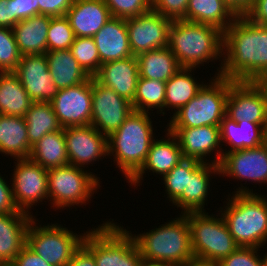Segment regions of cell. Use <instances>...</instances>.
<instances>
[{"mask_svg":"<svg viewBox=\"0 0 267 266\" xmlns=\"http://www.w3.org/2000/svg\"><path fill=\"white\" fill-rule=\"evenodd\" d=\"M238 188L232 196L228 194L226 205L220 207L219 212L239 247L264 248L267 243V195H259L242 184Z\"/></svg>","mask_w":267,"mask_h":266,"instance_id":"3957f363","label":"cell"},{"mask_svg":"<svg viewBox=\"0 0 267 266\" xmlns=\"http://www.w3.org/2000/svg\"><path fill=\"white\" fill-rule=\"evenodd\" d=\"M143 266H168V265L143 261Z\"/></svg>","mask_w":267,"mask_h":266,"instance_id":"11a10c76","label":"cell"},{"mask_svg":"<svg viewBox=\"0 0 267 266\" xmlns=\"http://www.w3.org/2000/svg\"><path fill=\"white\" fill-rule=\"evenodd\" d=\"M220 141L222 146L230 147L224 149L223 153L257 148L267 142V130L261 124L243 120L236 122L225 115L220 123Z\"/></svg>","mask_w":267,"mask_h":266,"instance_id":"d4e9b609","label":"cell"},{"mask_svg":"<svg viewBox=\"0 0 267 266\" xmlns=\"http://www.w3.org/2000/svg\"><path fill=\"white\" fill-rule=\"evenodd\" d=\"M31 149L25 118L0 114V154L29 158Z\"/></svg>","mask_w":267,"mask_h":266,"instance_id":"4316f807","label":"cell"},{"mask_svg":"<svg viewBox=\"0 0 267 266\" xmlns=\"http://www.w3.org/2000/svg\"><path fill=\"white\" fill-rule=\"evenodd\" d=\"M14 160L15 168L10 183L13 198L19 210L31 214L33 205L49 200L48 170L29 158Z\"/></svg>","mask_w":267,"mask_h":266,"instance_id":"8fae6325","label":"cell"},{"mask_svg":"<svg viewBox=\"0 0 267 266\" xmlns=\"http://www.w3.org/2000/svg\"><path fill=\"white\" fill-rule=\"evenodd\" d=\"M50 21V16L38 14L20 20L12 28L21 55L47 52V33Z\"/></svg>","mask_w":267,"mask_h":266,"instance_id":"484cf974","label":"cell"},{"mask_svg":"<svg viewBox=\"0 0 267 266\" xmlns=\"http://www.w3.org/2000/svg\"><path fill=\"white\" fill-rule=\"evenodd\" d=\"M94 78L132 102L139 78L136 56L103 63Z\"/></svg>","mask_w":267,"mask_h":266,"instance_id":"44dd1931","label":"cell"},{"mask_svg":"<svg viewBox=\"0 0 267 266\" xmlns=\"http://www.w3.org/2000/svg\"><path fill=\"white\" fill-rule=\"evenodd\" d=\"M218 166L219 177L267 184V142L257 148L223 153Z\"/></svg>","mask_w":267,"mask_h":266,"instance_id":"ac0fdd59","label":"cell"},{"mask_svg":"<svg viewBox=\"0 0 267 266\" xmlns=\"http://www.w3.org/2000/svg\"><path fill=\"white\" fill-rule=\"evenodd\" d=\"M101 179L89 169L68 164L48 170V194L50 207L66 209L69 207L86 206L100 189ZM81 204V205H80ZM64 208V209H63Z\"/></svg>","mask_w":267,"mask_h":266,"instance_id":"9c48e42d","label":"cell"},{"mask_svg":"<svg viewBox=\"0 0 267 266\" xmlns=\"http://www.w3.org/2000/svg\"><path fill=\"white\" fill-rule=\"evenodd\" d=\"M67 266H97L93 254L83 245L74 252Z\"/></svg>","mask_w":267,"mask_h":266,"instance_id":"681fc988","label":"cell"},{"mask_svg":"<svg viewBox=\"0 0 267 266\" xmlns=\"http://www.w3.org/2000/svg\"><path fill=\"white\" fill-rule=\"evenodd\" d=\"M226 115L232 120L261 124L267 130V96L253 81H234L229 86Z\"/></svg>","mask_w":267,"mask_h":266,"instance_id":"4fadbf2b","label":"cell"},{"mask_svg":"<svg viewBox=\"0 0 267 266\" xmlns=\"http://www.w3.org/2000/svg\"><path fill=\"white\" fill-rule=\"evenodd\" d=\"M212 175L219 174V166L216 164L200 163L188 176L187 183V213L206 212L204 206L207 202ZM211 176V177H210ZM210 184V185H209Z\"/></svg>","mask_w":267,"mask_h":266,"instance_id":"836d02e7","label":"cell"},{"mask_svg":"<svg viewBox=\"0 0 267 266\" xmlns=\"http://www.w3.org/2000/svg\"><path fill=\"white\" fill-rule=\"evenodd\" d=\"M191 245L196 260L219 263L239 246L229 232L222 215L208 212H188Z\"/></svg>","mask_w":267,"mask_h":266,"instance_id":"ba28073f","label":"cell"},{"mask_svg":"<svg viewBox=\"0 0 267 266\" xmlns=\"http://www.w3.org/2000/svg\"><path fill=\"white\" fill-rule=\"evenodd\" d=\"M36 216L30 221L26 245L52 266H67L81 246L86 232L77 234L60 223L42 225Z\"/></svg>","mask_w":267,"mask_h":266,"instance_id":"30bf717a","label":"cell"},{"mask_svg":"<svg viewBox=\"0 0 267 266\" xmlns=\"http://www.w3.org/2000/svg\"><path fill=\"white\" fill-rule=\"evenodd\" d=\"M66 17L75 37H93L112 18L104 0H73Z\"/></svg>","mask_w":267,"mask_h":266,"instance_id":"7402d4cb","label":"cell"},{"mask_svg":"<svg viewBox=\"0 0 267 266\" xmlns=\"http://www.w3.org/2000/svg\"><path fill=\"white\" fill-rule=\"evenodd\" d=\"M12 9V28L20 21L39 14L35 0H9Z\"/></svg>","mask_w":267,"mask_h":266,"instance_id":"ee69618b","label":"cell"},{"mask_svg":"<svg viewBox=\"0 0 267 266\" xmlns=\"http://www.w3.org/2000/svg\"><path fill=\"white\" fill-rule=\"evenodd\" d=\"M21 56L13 30L0 27V72H13Z\"/></svg>","mask_w":267,"mask_h":266,"instance_id":"ab89813d","label":"cell"},{"mask_svg":"<svg viewBox=\"0 0 267 266\" xmlns=\"http://www.w3.org/2000/svg\"><path fill=\"white\" fill-rule=\"evenodd\" d=\"M134 111L132 103L92 77V116L90 125L109 137Z\"/></svg>","mask_w":267,"mask_h":266,"instance_id":"7c38bea8","label":"cell"},{"mask_svg":"<svg viewBox=\"0 0 267 266\" xmlns=\"http://www.w3.org/2000/svg\"><path fill=\"white\" fill-rule=\"evenodd\" d=\"M258 251L261 250L257 247H238L217 263V266H264L262 255Z\"/></svg>","mask_w":267,"mask_h":266,"instance_id":"b9f144b4","label":"cell"},{"mask_svg":"<svg viewBox=\"0 0 267 266\" xmlns=\"http://www.w3.org/2000/svg\"><path fill=\"white\" fill-rule=\"evenodd\" d=\"M223 46L224 32L210 25L172 20L168 28L167 47L176 56L181 68L197 69L218 59L221 65L214 76H220Z\"/></svg>","mask_w":267,"mask_h":266,"instance_id":"7a4b0ae2","label":"cell"},{"mask_svg":"<svg viewBox=\"0 0 267 266\" xmlns=\"http://www.w3.org/2000/svg\"><path fill=\"white\" fill-rule=\"evenodd\" d=\"M32 103L13 72H0V114L24 117Z\"/></svg>","mask_w":267,"mask_h":266,"instance_id":"1f68e13d","label":"cell"},{"mask_svg":"<svg viewBox=\"0 0 267 266\" xmlns=\"http://www.w3.org/2000/svg\"><path fill=\"white\" fill-rule=\"evenodd\" d=\"M236 16H245L252 8L255 0H224Z\"/></svg>","mask_w":267,"mask_h":266,"instance_id":"f907efd6","label":"cell"},{"mask_svg":"<svg viewBox=\"0 0 267 266\" xmlns=\"http://www.w3.org/2000/svg\"><path fill=\"white\" fill-rule=\"evenodd\" d=\"M151 113L133 111L124 123L108 137V155L125 176L130 180L144 165L152 142L156 139L153 132Z\"/></svg>","mask_w":267,"mask_h":266,"instance_id":"5b68a950","label":"cell"},{"mask_svg":"<svg viewBox=\"0 0 267 266\" xmlns=\"http://www.w3.org/2000/svg\"><path fill=\"white\" fill-rule=\"evenodd\" d=\"M51 105L62 128L90 125L92 77L76 86L59 89Z\"/></svg>","mask_w":267,"mask_h":266,"instance_id":"5bb4252c","label":"cell"},{"mask_svg":"<svg viewBox=\"0 0 267 266\" xmlns=\"http://www.w3.org/2000/svg\"><path fill=\"white\" fill-rule=\"evenodd\" d=\"M9 266H52L25 245Z\"/></svg>","mask_w":267,"mask_h":266,"instance_id":"7dc6e473","label":"cell"},{"mask_svg":"<svg viewBox=\"0 0 267 266\" xmlns=\"http://www.w3.org/2000/svg\"><path fill=\"white\" fill-rule=\"evenodd\" d=\"M69 50L90 77L97 74L102 64L93 37H75Z\"/></svg>","mask_w":267,"mask_h":266,"instance_id":"74e56055","label":"cell"},{"mask_svg":"<svg viewBox=\"0 0 267 266\" xmlns=\"http://www.w3.org/2000/svg\"><path fill=\"white\" fill-rule=\"evenodd\" d=\"M136 57L139 77L142 78L166 82L181 68L176 56L168 47L143 52Z\"/></svg>","mask_w":267,"mask_h":266,"instance_id":"4dcf8cb0","label":"cell"},{"mask_svg":"<svg viewBox=\"0 0 267 266\" xmlns=\"http://www.w3.org/2000/svg\"><path fill=\"white\" fill-rule=\"evenodd\" d=\"M45 54L51 77L58 89L76 86L91 78L69 49L47 51Z\"/></svg>","mask_w":267,"mask_h":266,"instance_id":"f1b7e54d","label":"cell"},{"mask_svg":"<svg viewBox=\"0 0 267 266\" xmlns=\"http://www.w3.org/2000/svg\"><path fill=\"white\" fill-rule=\"evenodd\" d=\"M257 83L264 89L266 96H267V73H265Z\"/></svg>","mask_w":267,"mask_h":266,"instance_id":"db71d44e","label":"cell"},{"mask_svg":"<svg viewBox=\"0 0 267 266\" xmlns=\"http://www.w3.org/2000/svg\"><path fill=\"white\" fill-rule=\"evenodd\" d=\"M110 14L115 18L128 19L152 9L151 0H104Z\"/></svg>","mask_w":267,"mask_h":266,"instance_id":"60d3db41","label":"cell"},{"mask_svg":"<svg viewBox=\"0 0 267 266\" xmlns=\"http://www.w3.org/2000/svg\"><path fill=\"white\" fill-rule=\"evenodd\" d=\"M267 73V26L237 16L224 32L220 76L233 81L257 82Z\"/></svg>","mask_w":267,"mask_h":266,"instance_id":"6da1fadb","label":"cell"},{"mask_svg":"<svg viewBox=\"0 0 267 266\" xmlns=\"http://www.w3.org/2000/svg\"><path fill=\"white\" fill-rule=\"evenodd\" d=\"M13 73L33 102H51L58 88L51 77L46 54L22 55Z\"/></svg>","mask_w":267,"mask_h":266,"instance_id":"d6986e66","label":"cell"},{"mask_svg":"<svg viewBox=\"0 0 267 266\" xmlns=\"http://www.w3.org/2000/svg\"><path fill=\"white\" fill-rule=\"evenodd\" d=\"M111 220L87 230L82 244L93 254L97 266H140L142 257L134 238Z\"/></svg>","mask_w":267,"mask_h":266,"instance_id":"52a82bcc","label":"cell"},{"mask_svg":"<svg viewBox=\"0 0 267 266\" xmlns=\"http://www.w3.org/2000/svg\"><path fill=\"white\" fill-rule=\"evenodd\" d=\"M236 17L224 0H189L182 20L210 25L225 32Z\"/></svg>","mask_w":267,"mask_h":266,"instance_id":"83f0119b","label":"cell"},{"mask_svg":"<svg viewBox=\"0 0 267 266\" xmlns=\"http://www.w3.org/2000/svg\"><path fill=\"white\" fill-rule=\"evenodd\" d=\"M0 174V214L23 212L18 209L12 192V185ZM10 185V186H9Z\"/></svg>","mask_w":267,"mask_h":266,"instance_id":"bcb514c9","label":"cell"},{"mask_svg":"<svg viewBox=\"0 0 267 266\" xmlns=\"http://www.w3.org/2000/svg\"><path fill=\"white\" fill-rule=\"evenodd\" d=\"M172 20L153 11L126 19L128 39L133 56L167 47L168 28Z\"/></svg>","mask_w":267,"mask_h":266,"instance_id":"2e32d148","label":"cell"},{"mask_svg":"<svg viewBox=\"0 0 267 266\" xmlns=\"http://www.w3.org/2000/svg\"><path fill=\"white\" fill-rule=\"evenodd\" d=\"M165 92L166 82L139 77L134 100L131 102L133 109L146 113L158 109L155 111L160 112L158 115H165Z\"/></svg>","mask_w":267,"mask_h":266,"instance_id":"8d00e7d4","label":"cell"},{"mask_svg":"<svg viewBox=\"0 0 267 266\" xmlns=\"http://www.w3.org/2000/svg\"><path fill=\"white\" fill-rule=\"evenodd\" d=\"M101 64L133 56L126 19L112 17L94 36Z\"/></svg>","mask_w":267,"mask_h":266,"instance_id":"cb8c5ba5","label":"cell"},{"mask_svg":"<svg viewBox=\"0 0 267 266\" xmlns=\"http://www.w3.org/2000/svg\"><path fill=\"white\" fill-rule=\"evenodd\" d=\"M194 159H183L162 178L169 202L180 208L181 214L187 213V183L188 176L200 164Z\"/></svg>","mask_w":267,"mask_h":266,"instance_id":"e575fe53","label":"cell"},{"mask_svg":"<svg viewBox=\"0 0 267 266\" xmlns=\"http://www.w3.org/2000/svg\"><path fill=\"white\" fill-rule=\"evenodd\" d=\"M166 129L177 138L183 159H194L202 163L219 165L223 157L220 126ZM211 153L214 154V158ZM208 158L209 160H207Z\"/></svg>","mask_w":267,"mask_h":266,"instance_id":"9a60e30c","label":"cell"},{"mask_svg":"<svg viewBox=\"0 0 267 266\" xmlns=\"http://www.w3.org/2000/svg\"><path fill=\"white\" fill-rule=\"evenodd\" d=\"M184 266H217V264L194 259L193 261L187 262Z\"/></svg>","mask_w":267,"mask_h":266,"instance_id":"f5cc1de1","label":"cell"},{"mask_svg":"<svg viewBox=\"0 0 267 266\" xmlns=\"http://www.w3.org/2000/svg\"><path fill=\"white\" fill-rule=\"evenodd\" d=\"M245 16L256 24L267 26V0H255Z\"/></svg>","mask_w":267,"mask_h":266,"instance_id":"c3c4849f","label":"cell"},{"mask_svg":"<svg viewBox=\"0 0 267 266\" xmlns=\"http://www.w3.org/2000/svg\"><path fill=\"white\" fill-rule=\"evenodd\" d=\"M24 118L31 147L46 134L62 129L51 102H33Z\"/></svg>","mask_w":267,"mask_h":266,"instance_id":"d590c367","label":"cell"},{"mask_svg":"<svg viewBox=\"0 0 267 266\" xmlns=\"http://www.w3.org/2000/svg\"><path fill=\"white\" fill-rule=\"evenodd\" d=\"M36 6H39V14L60 17L66 16L71 8L73 0H35Z\"/></svg>","mask_w":267,"mask_h":266,"instance_id":"f6af8a7d","label":"cell"},{"mask_svg":"<svg viewBox=\"0 0 267 266\" xmlns=\"http://www.w3.org/2000/svg\"><path fill=\"white\" fill-rule=\"evenodd\" d=\"M263 254L264 255L262 256V258H263L264 266H267V252Z\"/></svg>","mask_w":267,"mask_h":266,"instance_id":"9f6ffc18","label":"cell"},{"mask_svg":"<svg viewBox=\"0 0 267 266\" xmlns=\"http://www.w3.org/2000/svg\"><path fill=\"white\" fill-rule=\"evenodd\" d=\"M63 129L69 164L86 168L91 162L109 157L108 137L92 125Z\"/></svg>","mask_w":267,"mask_h":266,"instance_id":"e0dca14e","label":"cell"},{"mask_svg":"<svg viewBox=\"0 0 267 266\" xmlns=\"http://www.w3.org/2000/svg\"><path fill=\"white\" fill-rule=\"evenodd\" d=\"M0 27L12 29V9L9 0H0Z\"/></svg>","mask_w":267,"mask_h":266,"instance_id":"816d5d0a","label":"cell"},{"mask_svg":"<svg viewBox=\"0 0 267 266\" xmlns=\"http://www.w3.org/2000/svg\"><path fill=\"white\" fill-rule=\"evenodd\" d=\"M75 34L66 16L51 17L47 33V51L68 50Z\"/></svg>","mask_w":267,"mask_h":266,"instance_id":"f35d334b","label":"cell"},{"mask_svg":"<svg viewBox=\"0 0 267 266\" xmlns=\"http://www.w3.org/2000/svg\"><path fill=\"white\" fill-rule=\"evenodd\" d=\"M33 215L27 212L0 214V261L9 266L26 245V234Z\"/></svg>","mask_w":267,"mask_h":266,"instance_id":"603a6c76","label":"cell"},{"mask_svg":"<svg viewBox=\"0 0 267 266\" xmlns=\"http://www.w3.org/2000/svg\"><path fill=\"white\" fill-rule=\"evenodd\" d=\"M165 133L164 137H161L162 139H158L157 137L152 142L144 165L127 181V183H130V186L133 185L136 187L142 185L143 175L148 173L146 171L159 174L161 175L160 177H163L183 160L177 138L168 130Z\"/></svg>","mask_w":267,"mask_h":266,"instance_id":"ffe728a7","label":"cell"},{"mask_svg":"<svg viewBox=\"0 0 267 266\" xmlns=\"http://www.w3.org/2000/svg\"><path fill=\"white\" fill-rule=\"evenodd\" d=\"M179 215L148 232L136 235L128 230L139 249L142 261L184 266L195 259L186 214Z\"/></svg>","mask_w":267,"mask_h":266,"instance_id":"277c9868","label":"cell"},{"mask_svg":"<svg viewBox=\"0 0 267 266\" xmlns=\"http://www.w3.org/2000/svg\"><path fill=\"white\" fill-rule=\"evenodd\" d=\"M233 80L214 76L186 105L169 119L164 128L220 126L226 115V100Z\"/></svg>","mask_w":267,"mask_h":266,"instance_id":"8992f818","label":"cell"},{"mask_svg":"<svg viewBox=\"0 0 267 266\" xmlns=\"http://www.w3.org/2000/svg\"><path fill=\"white\" fill-rule=\"evenodd\" d=\"M29 159L46 170L68 165L64 129L46 134L33 145Z\"/></svg>","mask_w":267,"mask_h":266,"instance_id":"d6a6232c","label":"cell"},{"mask_svg":"<svg viewBox=\"0 0 267 266\" xmlns=\"http://www.w3.org/2000/svg\"><path fill=\"white\" fill-rule=\"evenodd\" d=\"M195 68H180L179 71L166 81L165 111H174L186 105L204 86V81L195 80L192 72ZM166 108L168 110H166Z\"/></svg>","mask_w":267,"mask_h":266,"instance_id":"f546056e","label":"cell"},{"mask_svg":"<svg viewBox=\"0 0 267 266\" xmlns=\"http://www.w3.org/2000/svg\"><path fill=\"white\" fill-rule=\"evenodd\" d=\"M188 3L189 0H152V10L171 20H182Z\"/></svg>","mask_w":267,"mask_h":266,"instance_id":"7bdbcfd3","label":"cell"}]
</instances>
